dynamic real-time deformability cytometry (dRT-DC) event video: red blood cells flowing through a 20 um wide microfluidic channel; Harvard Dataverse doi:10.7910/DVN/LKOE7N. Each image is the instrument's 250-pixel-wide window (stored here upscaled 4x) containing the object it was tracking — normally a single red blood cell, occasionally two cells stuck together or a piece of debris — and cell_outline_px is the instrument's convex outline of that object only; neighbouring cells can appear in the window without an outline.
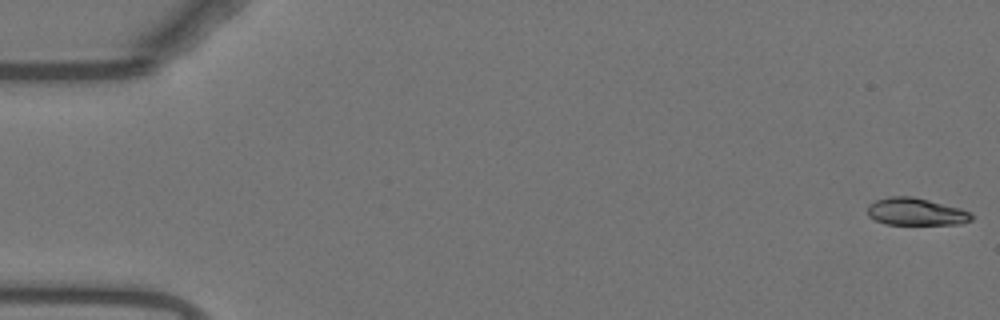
{"species": "Egyptian fruit bat (a non-hibernating species)", "species_latin": "Rousettus aegyptiacus", "temperature_condition": "warm", "stored_images_in_passage": 54, "camera_frame_rate_fps": 3000, "um_per_image_px": 0.085, "animal": {"sex": "female"}, "frame": {"image": 1, "passage_image": 1, "time_ms": 0.0, "image_size_px": [1000, 320], "cell_outline_px": [[976, 216], [972, 220], [960, 224], [884, 224], [868, 216], [868, 204], [876, 200], [888, 196], [912, 196], [960, 208], [972, 212]], "centroid_in_image_um": [77.88, 17.99], "position_along_channel_um": 7.1, "area_um2": 16.7}}
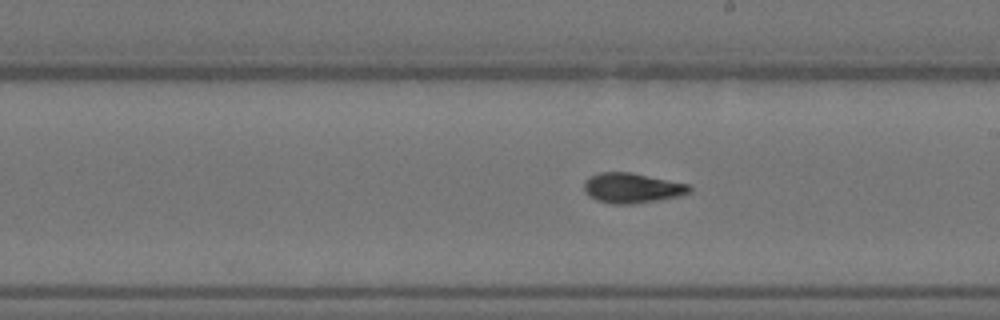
{"frame": {"image": 2, "passage_image": 31, "time_ms": 10.0, "image_size_px": [1000, 320], "cell_outline_px": [[692, 192], [680, 196], [632, 204], [612, 204], [596, 200], [584, 188], [584, 180], [588, 176], [600, 172], [632, 172], [692, 184]], "centroid_in_image_um": [53.78, 15.96], "position_along_channel_um": 235.2, "area_um2": 18.67}}
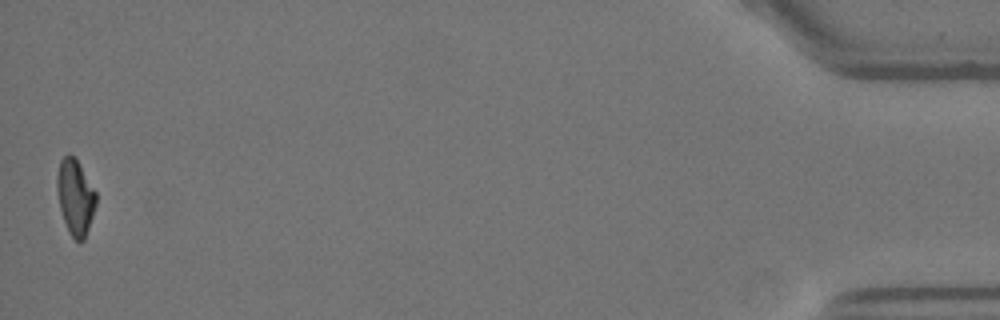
{"frame": {"image": 3, "passage_image": 54, "time_ms": 17.667, "image_size_px": [1000, 320], "cell_outline_px": [[96, 204], [84, 240], [76, 240], [68, 232], [60, 208], [56, 188], [56, 176], [60, 160], [68, 152], [76, 160], [96, 192]], "centroid_in_image_um": [6.37, 16.74], "position_along_channel_um": 428.8, "area_um2": 16.88}, "authors_computed_cell_mechanics": {"area_um2": 17.7446, "velocity_mm_per_s": 3.7385, "shape_relaxation_time_tau1_ms": 4.9932, "shape_relaxation_time_tau2_ms": 2.3865, "deformation_change_tau1": 0.1848, "deformation_change_tau2": 0.0837}}